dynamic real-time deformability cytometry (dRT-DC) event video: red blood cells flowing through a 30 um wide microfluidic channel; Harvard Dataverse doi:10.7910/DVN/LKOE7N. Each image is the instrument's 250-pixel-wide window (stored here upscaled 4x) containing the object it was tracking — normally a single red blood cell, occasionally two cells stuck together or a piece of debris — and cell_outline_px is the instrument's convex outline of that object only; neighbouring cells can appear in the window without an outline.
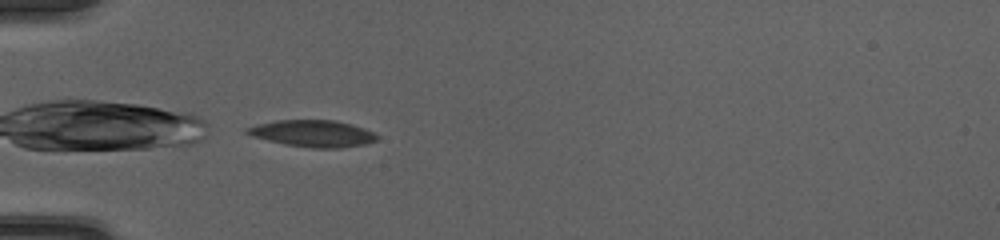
{"species": "common noctule bat (a hibernating species)", "species_latin": "Nyctalus noctula", "temperature_condition": "cold", "stored_images_in_passage": 37, "camera_frame_rate_fps": 3000, "um_per_image_px": 0.085, "animal": {"sex": "female", "body_mass_g": 20.0, "forearm_length_mm": 54.0}, "frame": {"image": 1, "passage_image": 1, "time_ms": 0.0, "image_size_px": [1000, 240], "cell_outline_px": [[380, 136], [376, 140], [364, 144], [340, 148], [312, 148], [284, 144], [252, 136], [244, 132], [244, 128], [256, 124], [276, 120], [336, 120], [352, 124], [372, 132]], "centroid_in_image_um": [26.55, 11.34], "position_along_channel_um": 58.4, "area_um2": 20.29}}
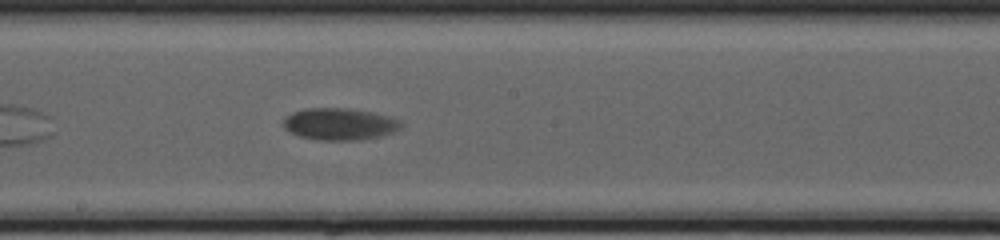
{"frame": {"image": 2, "passage_image": 14, "time_ms": 4.333, "image_size_px": [1000, 240], "cell_outline_px": [[400, 124], [392, 132], [376, 136], [356, 140], [320, 140], [300, 136], [284, 128], [284, 120], [292, 112], [308, 108], [344, 108], [372, 112], [388, 116], [396, 120]], "centroid_in_image_um": [28.79, 10.53], "position_along_channel_um": 219.4, "area_um2": 21.15}}
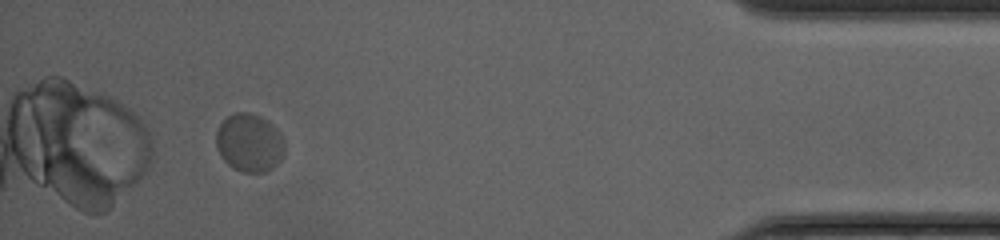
{"frame": {"image": 3, "passage_image": 33, "time_ms": 10.667, "image_size_px": [1000, 240], "cell_outline_px": [[284, 156], [268, 172], [240, 172], [232, 168], [220, 156], [216, 144], [216, 128], [232, 112], [248, 112], [260, 116], [268, 120], [280, 132], [284, 140]], "centroid_in_image_um": [21.2, 12.13], "position_along_channel_um": 414.0, "area_um2": 23.58}, "authors_computed_cell_mechanics": {"area_um2": 21.7328, "velocity_mm_per_s": 3.9481, "shape_relaxation_time_tau1_ms": 4.8814, "shape_relaxation_time_tau2_ms": null, "deformation_change_tau1": 0.1367, "deformation_change_tau2": null}}